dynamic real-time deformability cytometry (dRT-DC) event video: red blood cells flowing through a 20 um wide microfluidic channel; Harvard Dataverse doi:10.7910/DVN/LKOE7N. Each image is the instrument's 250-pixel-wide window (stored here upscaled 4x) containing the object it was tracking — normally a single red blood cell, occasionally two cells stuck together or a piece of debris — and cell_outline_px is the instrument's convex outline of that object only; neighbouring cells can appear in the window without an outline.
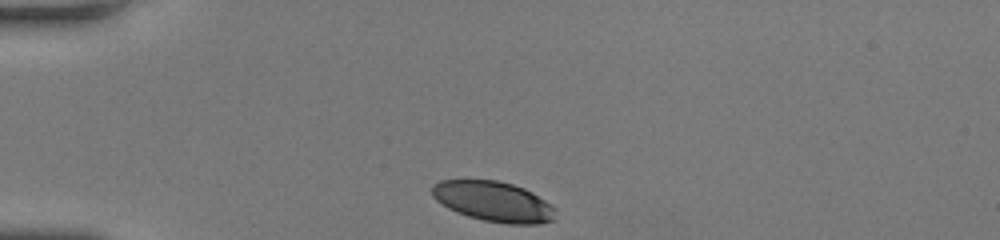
{"species": "human", "species_latin": "Homo sapiens", "temperature_condition": "room temperature", "stored_images_in_passage": 30, "camera_frame_rate_fps": 3000, "um_per_image_px": 0.085, "donor": {"sex": "female"}, "frame": {"image": 1, "passage_image": 1, "time_ms": 0.0, "image_size_px": [1000, 240], "cell_outline_px": [[556, 220], [540, 224], [508, 224], [484, 220], [468, 216], [456, 212], [448, 208], [436, 200], [432, 196], [432, 184], [440, 180], [496, 180], [512, 184], [524, 188], [532, 192], [556, 208]], "centroid_in_image_um": [41.96, 17.13], "position_along_channel_um": 43.0, "area_um2": 29.07}}
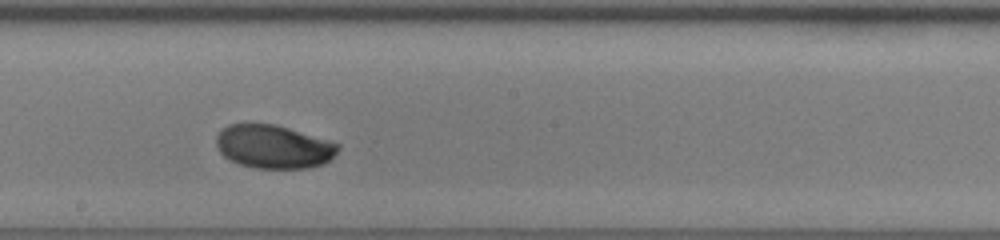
{"frame": {"image": 2, "passage_image": 17, "time_ms": 5.333, "image_size_px": [1000, 240], "cell_outline_px": [[340, 148], [324, 164], [308, 168], [256, 168], [240, 164], [224, 156], [220, 152], [216, 144], [216, 136], [228, 124], [276, 124], [328, 140], [340, 144]], "centroid_in_image_um": [23.26, 12.47], "position_along_channel_um": 224.9, "area_um2": 30.58}}
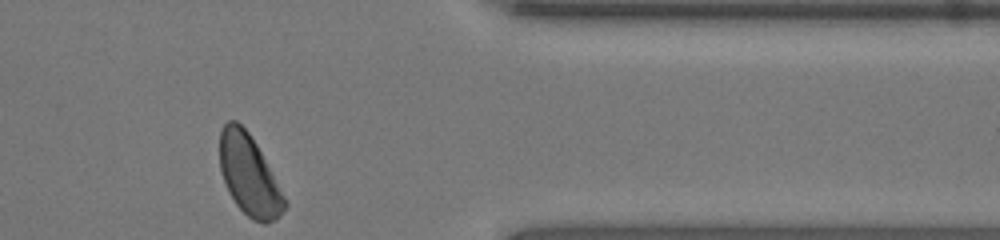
{"frame": {"image": 3, "passage_image": 30, "time_ms": 9.667, "image_size_px": [1000, 240], "cell_outline_px": [[288, 204], [280, 216], [276, 220], [268, 224], [264, 224], [252, 220], [236, 204], [228, 192], [220, 168], [220, 132], [224, 124], [228, 120], [236, 120], [248, 132], [256, 144], [284, 196]], "centroid_in_image_um": [21.17, 14.92], "position_along_channel_um": 390.2, "area_um2": 30.11}, "authors_computed_cell_mechanics": {"area_um2": 31.0097, "velocity_mm_per_s": 4.1388, "shape_relaxation_time_tau1_ms": 2.0086, "shape_relaxation_time_tau2_ms": null, "deformation_change_tau1": 0.0983, "deformation_change_tau2": null}}